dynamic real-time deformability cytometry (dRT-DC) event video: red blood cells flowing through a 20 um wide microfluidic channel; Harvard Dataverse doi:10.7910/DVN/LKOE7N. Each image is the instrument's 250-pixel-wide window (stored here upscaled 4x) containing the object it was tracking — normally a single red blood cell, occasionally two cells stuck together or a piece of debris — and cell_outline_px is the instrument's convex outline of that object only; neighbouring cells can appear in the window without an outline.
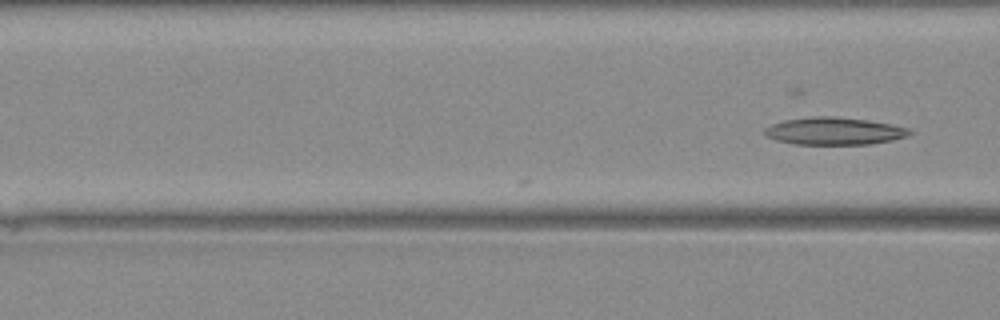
{"species": "Egyptian fruit bat (a non-hibernating species)", "species_latin": "Rousettus aegyptiacus", "temperature_condition": "warm", "stored_images_in_passage": 4, "camera_frame_rate_fps": 3000, "um_per_image_px": 0.085, "animal": {"sex": "female"}, "frame": {"image": 1, "passage_image": 4, "time_ms": 1.0, "image_size_px": [1000, 320], "cell_outline_px": [[912, 132], [908, 136], [892, 140], [868, 144], [792, 144], [776, 140], [768, 136], [764, 132], [764, 128], [772, 124], [784, 120], [812, 116], [832, 116], [864, 120], [888, 124], [908, 128]], "centroid_in_image_um": [70.87, 11.14], "position_along_channel_um": 95.7, "area_um2": 22.89}}